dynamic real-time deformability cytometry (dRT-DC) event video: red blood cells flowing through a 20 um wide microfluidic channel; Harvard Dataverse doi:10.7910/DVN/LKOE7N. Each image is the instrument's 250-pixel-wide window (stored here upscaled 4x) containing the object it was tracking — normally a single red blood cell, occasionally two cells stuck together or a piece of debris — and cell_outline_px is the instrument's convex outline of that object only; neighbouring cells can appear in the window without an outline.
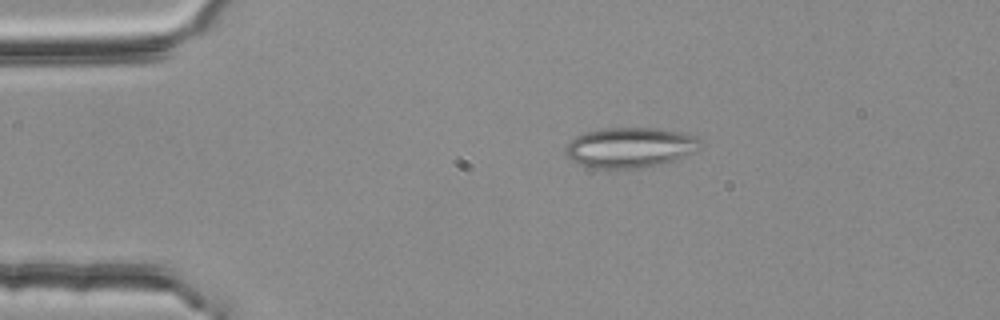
{"species": "common noctule bat (a hibernating species)", "species_latin": "Nyctalus noctula", "temperature_condition": "room temperature", "stored_images_in_passage": 45, "segment_of_instrument_passage": [1, 2], "camera_frame_rate_fps": 3000, "um_per_image_px": 0.085, "animal": {"sex": "female", "body_mass_g": 25.1}, "frame": {"image": 1, "passage_image": 1, "time_ms": 0.0, "image_size_px": [1000, 320], "cell_outline_px": [[704, 144], [692, 152], [664, 164], [644, 168], [588, 168], [572, 160], [568, 156], [568, 144], [576, 136], [584, 132], [604, 128], [656, 128], [680, 132], [696, 136]], "centroid_in_image_um": [53.59, 12.54], "position_along_channel_um": 31.4, "area_um2": 31.44}}